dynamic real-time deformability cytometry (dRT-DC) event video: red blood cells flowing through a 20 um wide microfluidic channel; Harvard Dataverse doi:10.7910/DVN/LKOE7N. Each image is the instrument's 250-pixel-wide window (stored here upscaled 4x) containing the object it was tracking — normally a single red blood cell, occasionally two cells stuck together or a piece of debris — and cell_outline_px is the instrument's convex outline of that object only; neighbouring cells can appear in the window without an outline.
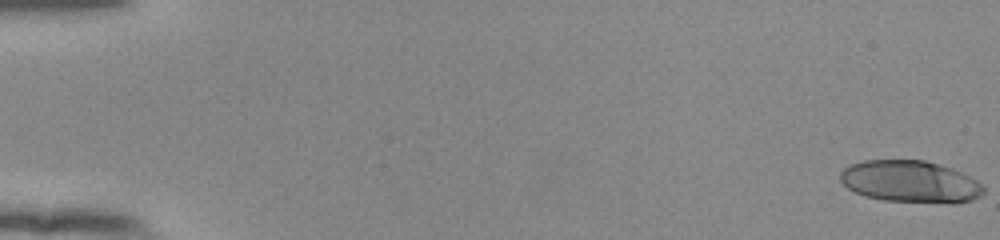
{"species": "human", "species_latin": "Homo sapiens", "temperature_condition": "room temperature", "stored_images_in_passage": 55, "camera_frame_rate_fps": 3000, "um_per_image_px": 0.085, "donor": {"sex": "female"}, "frame": {"image": 1, "passage_image": 1, "time_ms": 0.0, "image_size_px": [1000, 240], "cell_outline_px": [[984, 192], [980, 196], [972, 200], [884, 200], [864, 196], [848, 188], [840, 180], [840, 172], [844, 168], [852, 164], [864, 160], [924, 160], [952, 168], [984, 184]], "centroid_in_image_um": [77.32, 15.38], "position_along_channel_um": 7.7, "area_um2": 33.87}}
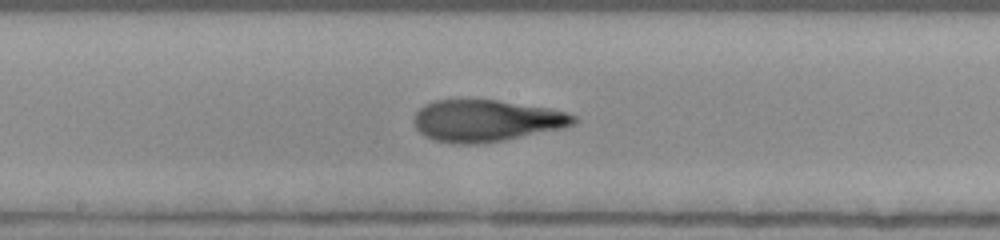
{"frame": {"image": 2, "passage_image": 31, "time_ms": 10.0, "image_size_px": [1000, 240], "cell_outline_px": [[580, 120], [576, 124], [564, 128], [504, 140], [476, 144], [456, 144], [436, 140], [424, 136], [416, 128], [412, 120], [416, 112], [424, 104], [436, 100], [496, 100], [548, 108], [564, 112], [576, 116]], "centroid_in_image_um": [41.34, 10.26], "position_along_channel_um": 206.9, "area_um2": 38.9}}
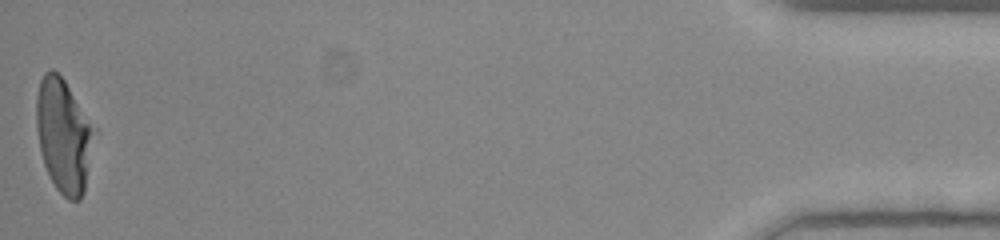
{"frame": {"image": 3, "passage_image": 55, "time_ms": 18.0, "image_size_px": [1000, 240], "cell_outline_px": [[96, 132], [84, 192], [80, 200], [68, 200], [56, 188], [44, 164], [40, 152], [36, 128], [36, 96], [40, 80], [44, 72], [52, 68], [64, 80], [96, 128]], "centroid_in_image_um": [5.41, 11.51], "position_along_channel_um": 429.8, "area_um2": 38.49}, "authors_computed_cell_mechanics": {"area_um2": 38.4948, "velocity_mm_per_s": 3.8739, "shape_relaxation_time_tau1_ms": 4.6001, "shape_relaxation_time_tau2_ms": 1.7026, "deformation_change_tau1": 0.2399, "deformation_change_tau2": 0.0944}}